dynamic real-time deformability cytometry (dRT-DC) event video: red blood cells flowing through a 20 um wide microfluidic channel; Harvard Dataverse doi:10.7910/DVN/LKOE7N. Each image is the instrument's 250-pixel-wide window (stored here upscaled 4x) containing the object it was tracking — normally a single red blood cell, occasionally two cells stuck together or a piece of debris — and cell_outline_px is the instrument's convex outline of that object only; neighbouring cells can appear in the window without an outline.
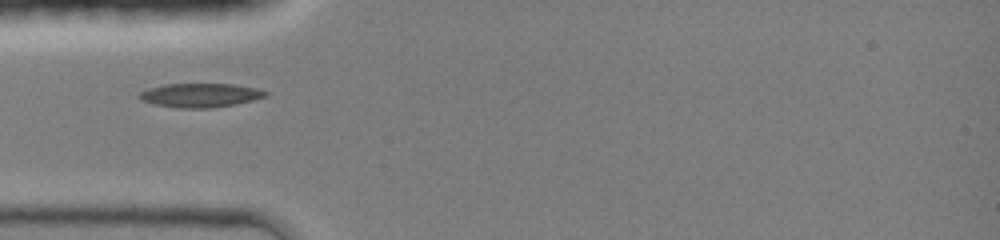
{"species": "common noctule bat (a hibernating species)", "species_latin": "Nyctalus noctula", "temperature_condition": "room temperature", "stored_images_in_passage": 29, "camera_frame_rate_fps": 3000, "um_per_image_px": 0.085, "animal": {"sex": "female", "body_mass_g": 19.0, "forearm_length_mm": 51.5}, "frame": {"image": 1, "passage_image": 1, "time_ms": 0.0, "image_size_px": [1000, 240], "cell_outline_px": [[268, 92], [264, 96], [252, 100], [236, 104], [212, 108], [176, 108], [156, 104], [140, 100], [136, 96], [140, 92], [148, 88], [164, 84], [232, 84], [256, 88]], "centroid_in_image_um": [16.96, 8.1], "position_along_channel_um": 68.0, "area_um2": 17.57}}
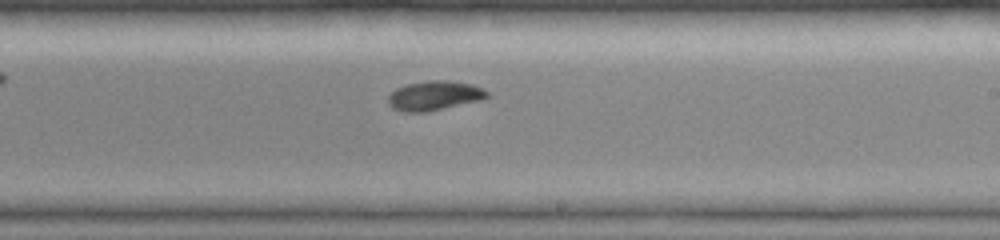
{"frame": {"image": 2, "passage_image": 14, "time_ms": 4.333, "image_size_px": [1000, 240], "cell_outline_px": [[488, 96], [484, 100], [428, 112], [404, 112], [392, 108], [388, 104], [388, 96], [396, 88], [408, 84], [428, 80], [448, 80], [472, 84], [488, 92]], "centroid_in_image_um": [36.93, 8.14], "position_along_channel_um": 252.1, "area_um2": 17.17}}
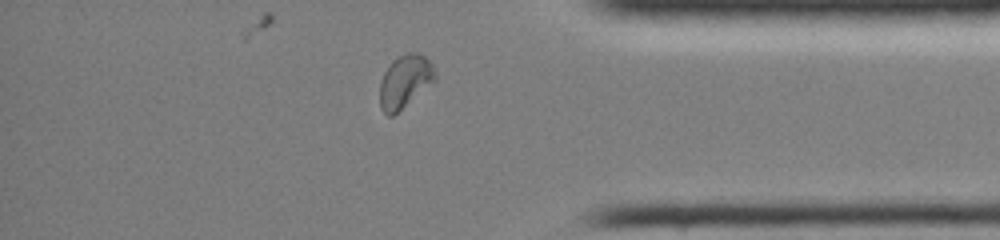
{"frame": {"image": 3, "passage_image": 25, "time_ms": 8.0, "image_size_px": [1000, 240], "cell_outline_px": [[436, 80], [392, 116], [388, 116], [380, 108], [380, 80], [384, 72], [392, 60], [408, 52], [420, 52], [432, 64], [436, 76]], "centroid_in_image_um": [34.4, 6.9], "position_along_channel_um": 400.8, "area_um2": 16.94}}